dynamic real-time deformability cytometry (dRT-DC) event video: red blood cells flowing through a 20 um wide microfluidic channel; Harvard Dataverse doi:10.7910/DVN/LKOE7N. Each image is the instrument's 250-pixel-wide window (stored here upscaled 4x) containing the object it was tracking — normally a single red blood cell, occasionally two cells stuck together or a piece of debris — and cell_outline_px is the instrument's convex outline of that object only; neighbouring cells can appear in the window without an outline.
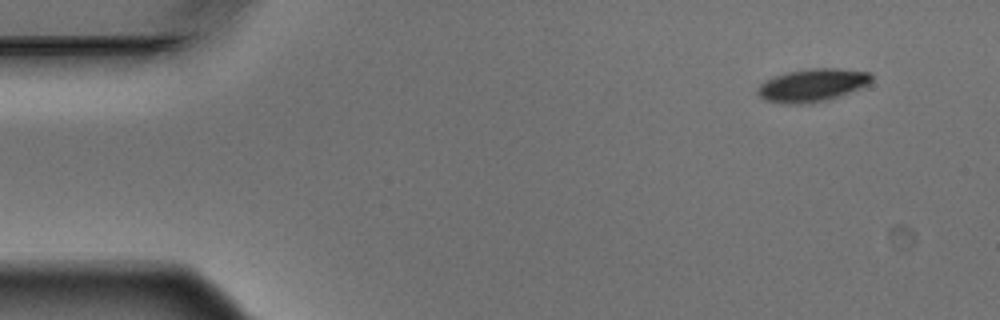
{"species": "Egyptian fruit bat (a non-hibernating species)", "species_latin": "Rousettus aegyptiacus", "temperature_condition": "warm", "stored_images_in_passage": 10, "camera_frame_rate_fps": 3000, "um_per_image_px": 0.085, "animal": {"sex": "male"}, "frame": {"image": 1, "passage_image": 1, "time_ms": 0.0, "image_size_px": [1000, 320], "cell_outline_px": [[872, 80], [868, 84], [840, 96], [828, 100], [796, 104], [784, 104], [764, 100], [756, 92], [756, 88], [760, 84], [776, 76], [788, 72], [812, 68], [840, 68], [872, 72]], "centroid_in_image_um": [69.06, 7.24], "position_along_channel_um": 15.9, "area_um2": 21.73}}
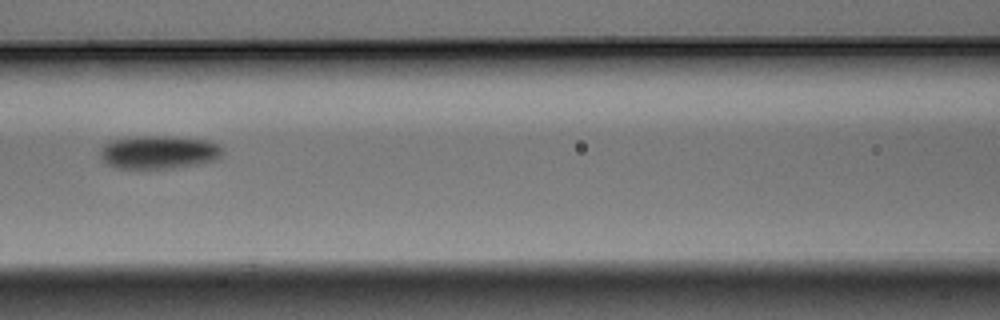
{"frame": {"image": 2, "passage_image": 6, "time_ms": 1.667, "image_size_px": [1000, 320], "cell_outline_px": [[224, 152], [216, 160], [196, 164], [172, 168], [116, 168], [100, 160], [100, 148], [104, 144], [112, 140], [136, 136], [172, 136], [208, 140], [224, 148]], "centroid_in_image_um": [13.48, 12.93], "position_along_channel_um": 153.1, "area_um2": 23.87}}
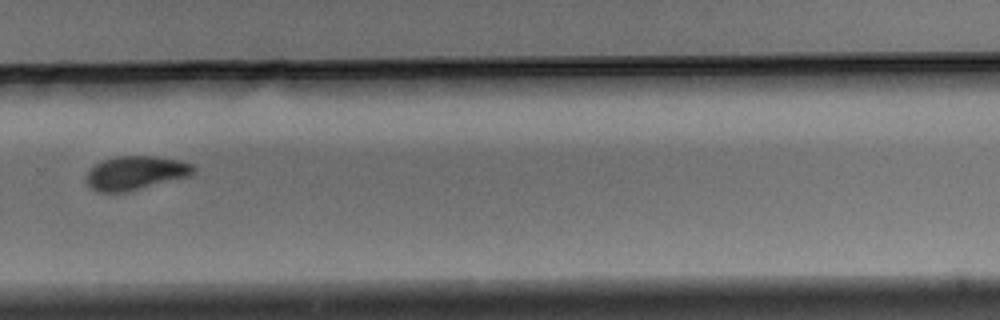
{"frame": {"image": 3, "passage_image": 10, "time_ms": 3.0, "image_size_px": [1000, 320], "cell_outline_px": [[196, 168], [192, 176], [128, 192], [96, 192], [84, 180], [88, 172], [96, 164], [104, 160], [116, 156], [156, 156], [180, 160], [192, 164]], "centroid_in_image_um": [11.57, 14.71], "position_along_channel_um": 318.2, "area_um2": 21.39}}